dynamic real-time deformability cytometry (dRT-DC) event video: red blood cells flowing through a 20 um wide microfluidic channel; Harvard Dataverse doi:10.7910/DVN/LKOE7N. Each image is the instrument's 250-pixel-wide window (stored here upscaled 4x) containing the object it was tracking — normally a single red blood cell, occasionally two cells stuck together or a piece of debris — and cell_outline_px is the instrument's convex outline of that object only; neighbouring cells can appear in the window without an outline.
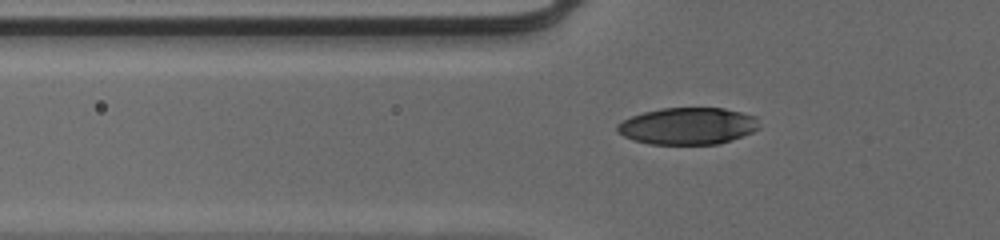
{"species": "human", "species_latin": "Homo sapiens", "temperature_condition": "cold", "stored_images_in_passage": 42, "camera_frame_rate_fps": 3000, "um_per_image_px": 0.085, "donor": {"sex": "male"}, "frame": {"image": 1, "passage_image": 8, "time_ms": 2.333, "image_size_px": [1000, 240], "cell_outline_px": [[760, 128], [752, 132], [732, 140], [720, 144], [648, 144], [624, 136], [616, 132], [616, 124], [632, 116], [644, 112], [660, 108], [724, 108], [756, 116]], "centroid_in_image_um": [58.47, 10.71], "position_along_channel_um": 67.3, "area_um2": 30.58}}
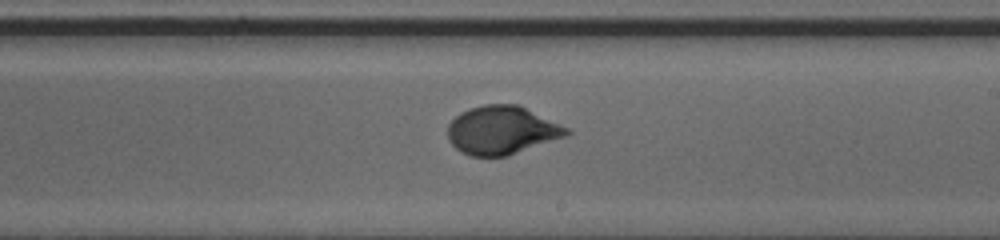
{"frame": {"image": 2, "passage_image": 22, "time_ms": 7.0, "image_size_px": [1000, 240], "cell_outline_px": [[572, 132], [568, 136], [508, 156], [468, 156], [460, 152], [448, 140], [448, 124], [460, 112], [468, 108], [484, 104], [516, 104], [568, 128]], "centroid_in_image_um": [42.63, 11.08], "position_along_channel_um": 246.4, "area_um2": 33.58}}
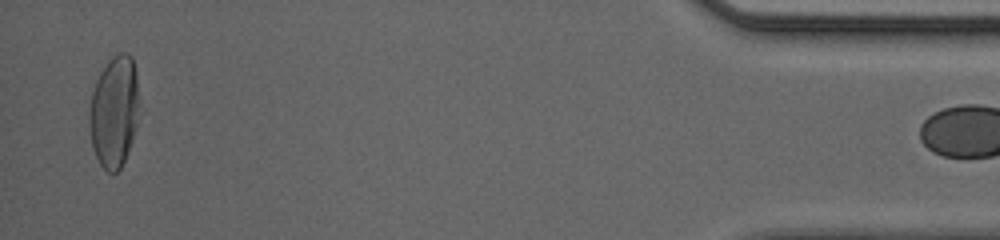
{"frame": {"image": 3, "passage_image": 41, "time_ms": 13.333, "image_size_px": [1000, 240], "cell_outline_px": [[136, 128], [128, 152], [120, 168], [116, 172], [108, 172], [100, 164], [92, 148], [88, 124], [88, 112], [92, 92], [96, 80], [100, 72], [108, 60], [112, 56], [120, 52], [128, 52], [132, 56], [136, 76]], "centroid_in_image_um": [9.65, 9.48], "position_along_channel_um": 425.5, "area_um2": 32.14}}